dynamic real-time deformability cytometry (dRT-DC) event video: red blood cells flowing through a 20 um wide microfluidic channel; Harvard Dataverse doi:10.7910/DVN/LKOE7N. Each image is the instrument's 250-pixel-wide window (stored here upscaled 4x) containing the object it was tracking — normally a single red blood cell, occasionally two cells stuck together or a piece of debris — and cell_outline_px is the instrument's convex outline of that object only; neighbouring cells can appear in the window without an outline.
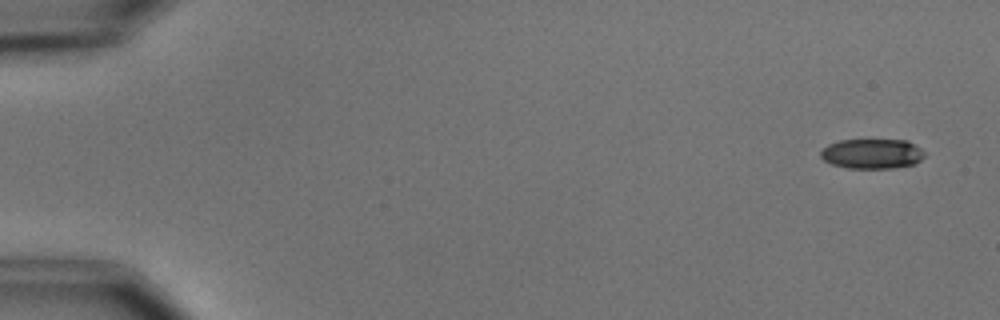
{"species": "common noctule bat (a hibernating species)", "species_latin": "Nyctalus noctula", "temperature_condition": "cold", "stored_images_in_passage": 5, "camera_frame_rate_fps": 3000, "um_per_image_px": 0.085, "animal": {"sex": "male", "body_mass_g": 15.6}, "frame": {"image": 1, "passage_image": 1, "time_ms": 0.0, "image_size_px": [1000, 320], "cell_outline_px": [[924, 156], [916, 164], [892, 168], [848, 168], [832, 164], [824, 160], [820, 156], [820, 152], [828, 144], [840, 140], [908, 140], [920, 148], [924, 152]], "centroid_in_image_um": [74.13, 13.07], "position_along_channel_um": 10.9, "area_um2": 18.09}}
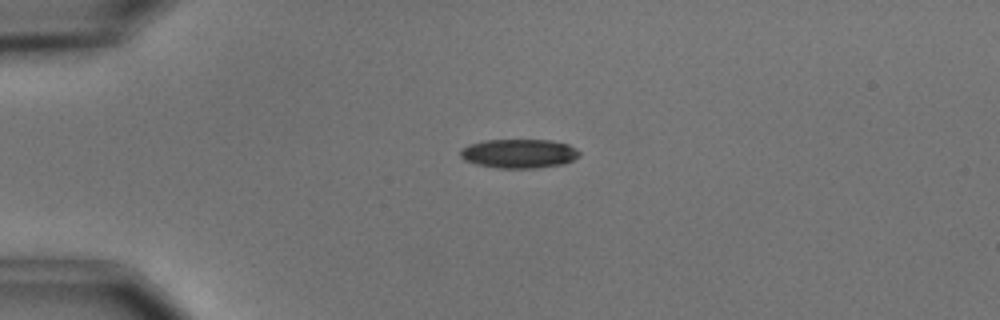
{"frame": {"image": 2, "passage_image": 4, "time_ms": 3.667, "image_size_px": [1000, 320], "cell_outline_px": [[580, 156], [564, 164], [536, 168], [496, 168], [476, 164], [464, 160], [460, 156], [460, 148], [468, 144], [484, 140], [552, 140], [568, 144], [576, 148], [580, 152]], "centroid_in_image_um": [44.1, 13.05], "position_along_channel_um": 40.9, "area_um2": 20.4}}